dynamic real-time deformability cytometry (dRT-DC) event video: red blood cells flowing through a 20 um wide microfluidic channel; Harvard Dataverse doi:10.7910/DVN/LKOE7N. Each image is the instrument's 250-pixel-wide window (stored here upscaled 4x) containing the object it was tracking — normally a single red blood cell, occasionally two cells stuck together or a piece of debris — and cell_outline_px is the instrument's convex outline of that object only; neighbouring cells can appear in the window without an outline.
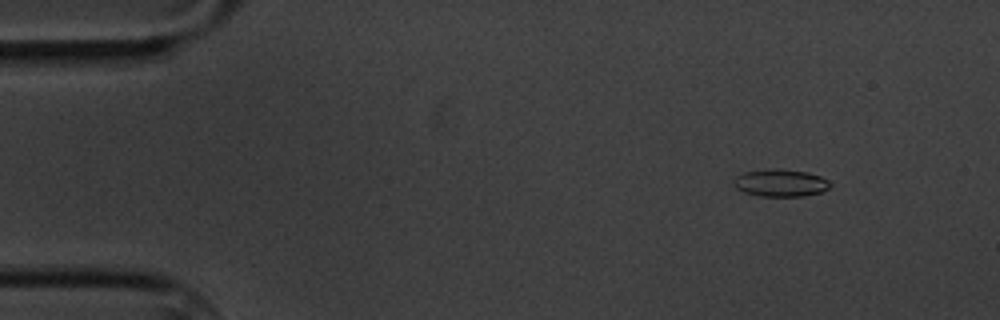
{"species": "common noctule bat (a hibernating species)", "species_latin": "Nyctalus noctula", "temperature_condition": "cold", "stored_images_in_passage": 5, "camera_frame_rate_fps": 3000, "um_per_image_px": 0.085, "animal": {"sex": "male", "body_mass_g": 20.1, "forearm_length_mm": 53.5}, "frame": {"image": 1, "passage_image": 1, "time_ms": 0.0, "image_size_px": [1000, 320], "cell_outline_px": [[832, 188], [820, 192], [804, 196], [760, 196], [744, 192], [736, 188], [732, 184], [732, 180], [736, 176], [744, 172], [768, 168], [776, 168], [808, 172], [820, 176], [828, 180], [832, 184]], "centroid_in_image_um": [66.34, 15.54], "position_along_channel_um": 18.7, "area_um2": 15.66}}